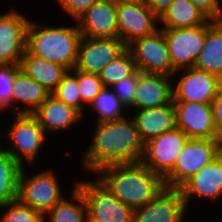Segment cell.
I'll use <instances>...</instances> for the list:
<instances>
[{
  "mask_svg": "<svg viewBox=\"0 0 222 222\" xmlns=\"http://www.w3.org/2000/svg\"><path fill=\"white\" fill-rule=\"evenodd\" d=\"M99 0H57L64 13L77 21L94 3Z\"/></svg>",
  "mask_w": 222,
  "mask_h": 222,
  "instance_id": "e575fe53",
  "label": "cell"
},
{
  "mask_svg": "<svg viewBox=\"0 0 222 222\" xmlns=\"http://www.w3.org/2000/svg\"><path fill=\"white\" fill-rule=\"evenodd\" d=\"M188 139L189 137L178 128L163 133L145 143L141 162L164 178L173 169Z\"/></svg>",
  "mask_w": 222,
  "mask_h": 222,
  "instance_id": "8fae6325",
  "label": "cell"
},
{
  "mask_svg": "<svg viewBox=\"0 0 222 222\" xmlns=\"http://www.w3.org/2000/svg\"><path fill=\"white\" fill-rule=\"evenodd\" d=\"M33 115L49 137L53 132L71 131L72 126L75 127V124L83 121V115L77 109L57 100L53 95H50Z\"/></svg>",
  "mask_w": 222,
  "mask_h": 222,
  "instance_id": "ffe728a7",
  "label": "cell"
},
{
  "mask_svg": "<svg viewBox=\"0 0 222 222\" xmlns=\"http://www.w3.org/2000/svg\"><path fill=\"white\" fill-rule=\"evenodd\" d=\"M131 112L134 113L131 116L144 143L177 128L173 101L160 107Z\"/></svg>",
  "mask_w": 222,
  "mask_h": 222,
  "instance_id": "44dd1931",
  "label": "cell"
},
{
  "mask_svg": "<svg viewBox=\"0 0 222 222\" xmlns=\"http://www.w3.org/2000/svg\"><path fill=\"white\" fill-rule=\"evenodd\" d=\"M19 66H0V111H12V87L15 71Z\"/></svg>",
  "mask_w": 222,
  "mask_h": 222,
  "instance_id": "d6a6232c",
  "label": "cell"
},
{
  "mask_svg": "<svg viewBox=\"0 0 222 222\" xmlns=\"http://www.w3.org/2000/svg\"><path fill=\"white\" fill-rule=\"evenodd\" d=\"M72 186L71 197H65L44 216V222H83L87 214V206L82 191Z\"/></svg>",
  "mask_w": 222,
  "mask_h": 222,
  "instance_id": "484cf974",
  "label": "cell"
},
{
  "mask_svg": "<svg viewBox=\"0 0 222 222\" xmlns=\"http://www.w3.org/2000/svg\"><path fill=\"white\" fill-rule=\"evenodd\" d=\"M172 79V76L138 70V83L129 112L170 104L173 101Z\"/></svg>",
  "mask_w": 222,
  "mask_h": 222,
  "instance_id": "e0dca14e",
  "label": "cell"
},
{
  "mask_svg": "<svg viewBox=\"0 0 222 222\" xmlns=\"http://www.w3.org/2000/svg\"><path fill=\"white\" fill-rule=\"evenodd\" d=\"M96 176L121 203L133 210L153 200L165 187L163 178L141 161L107 166Z\"/></svg>",
  "mask_w": 222,
  "mask_h": 222,
  "instance_id": "7a4b0ae2",
  "label": "cell"
},
{
  "mask_svg": "<svg viewBox=\"0 0 222 222\" xmlns=\"http://www.w3.org/2000/svg\"><path fill=\"white\" fill-rule=\"evenodd\" d=\"M83 222H100V221L97 220V219H94V218H92L91 216H89L88 214H86Z\"/></svg>",
  "mask_w": 222,
  "mask_h": 222,
  "instance_id": "ab89813d",
  "label": "cell"
},
{
  "mask_svg": "<svg viewBox=\"0 0 222 222\" xmlns=\"http://www.w3.org/2000/svg\"><path fill=\"white\" fill-rule=\"evenodd\" d=\"M124 3H132V4H140V5H148L149 0H116Z\"/></svg>",
  "mask_w": 222,
  "mask_h": 222,
  "instance_id": "f35d334b",
  "label": "cell"
},
{
  "mask_svg": "<svg viewBox=\"0 0 222 222\" xmlns=\"http://www.w3.org/2000/svg\"><path fill=\"white\" fill-rule=\"evenodd\" d=\"M127 49L119 38H90L82 36L78 47L76 70L98 74L110 61Z\"/></svg>",
  "mask_w": 222,
  "mask_h": 222,
  "instance_id": "9a60e30c",
  "label": "cell"
},
{
  "mask_svg": "<svg viewBox=\"0 0 222 222\" xmlns=\"http://www.w3.org/2000/svg\"><path fill=\"white\" fill-rule=\"evenodd\" d=\"M75 182L82 191L89 216L100 222H133V209L121 203L97 178Z\"/></svg>",
  "mask_w": 222,
  "mask_h": 222,
  "instance_id": "52a82bcc",
  "label": "cell"
},
{
  "mask_svg": "<svg viewBox=\"0 0 222 222\" xmlns=\"http://www.w3.org/2000/svg\"><path fill=\"white\" fill-rule=\"evenodd\" d=\"M22 166L0 146V205L18 199Z\"/></svg>",
  "mask_w": 222,
  "mask_h": 222,
  "instance_id": "83f0119b",
  "label": "cell"
},
{
  "mask_svg": "<svg viewBox=\"0 0 222 222\" xmlns=\"http://www.w3.org/2000/svg\"><path fill=\"white\" fill-rule=\"evenodd\" d=\"M19 68L50 93L58 87L63 76L68 71L61 65L31 54L27 49L21 58Z\"/></svg>",
  "mask_w": 222,
  "mask_h": 222,
  "instance_id": "603a6c76",
  "label": "cell"
},
{
  "mask_svg": "<svg viewBox=\"0 0 222 222\" xmlns=\"http://www.w3.org/2000/svg\"><path fill=\"white\" fill-rule=\"evenodd\" d=\"M174 0H149L148 7L160 17Z\"/></svg>",
  "mask_w": 222,
  "mask_h": 222,
  "instance_id": "74e56055",
  "label": "cell"
},
{
  "mask_svg": "<svg viewBox=\"0 0 222 222\" xmlns=\"http://www.w3.org/2000/svg\"><path fill=\"white\" fill-rule=\"evenodd\" d=\"M194 67L222 80V21L210 20L206 24L205 44Z\"/></svg>",
  "mask_w": 222,
  "mask_h": 222,
  "instance_id": "cb8c5ba5",
  "label": "cell"
},
{
  "mask_svg": "<svg viewBox=\"0 0 222 222\" xmlns=\"http://www.w3.org/2000/svg\"><path fill=\"white\" fill-rule=\"evenodd\" d=\"M176 125L189 138L222 139L214 121L211 104L199 102H173Z\"/></svg>",
  "mask_w": 222,
  "mask_h": 222,
  "instance_id": "2e32d148",
  "label": "cell"
},
{
  "mask_svg": "<svg viewBox=\"0 0 222 222\" xmlns=\"http://www.w3.org/2000/svg\"><path fill=\"white\" fill-rule=\"evenodd\" d=\"M210 20L222 21V0H190Z\"/></svg>",
  "mask_w": 222,
  "mask_h": 222,
  "instance_id": "d590c367",
  "label": "cell"
},
{
  "mask_svg": "<svg viewBox=\"0 0 222 222\" xmlns=\"http://www.w3.org/2000/svg\"><path fill=\"white\" fill-rule=\"evenodd\" d=\"M89 107L87 109L96 113L94 115L96 120L93 123L114 121L131 114L111 87H103Z\"/></svg>",
  "mask_w": 222,
  "mask_h": 222,
  "instance_id": "4316f807",
  "label": "cell"
},
{
  "mask_svg": "<svg viewBox=\"0 0 222 222\" xmlns=\"http://www.w3.org/2000/svg\"><path fill=\"white\" fill-rule=\"evenodd\" d=\"M116 9L118 38L127 46L159 29V17L148 5L116 1Z\"/></svg>",
  "mask_w": 222,
  "mask_h": 222,
  "instance_id": "5bb4252c",
  "label": "cell"
},
{
  "mask_svg": "<svg viewBox=\"0 0 222 222\" xmlns=\"http://www.w3.org/2000/svg\"><path fill=\"white\" fill-rule=\"evenodd\" d=\"M210 19L190 0H174L159 17L161 29L194 28L207 24Z\"/></svg>",
  "mask_w": 222,
  "mask_h": 222,
  "instance_id": "d4e9b609",
  "label": "cell"
},
{
  "mask_svg": "<svg viewBox=\"0 0 222 222\" xmlns=\"http://www.w3.org/2000/svg\"><path fill=\"white\" fill-rule=\"evenodd\" d=\"M211 106L215 127L222 136V83L217 90L215 98L212 100Z\"/></svg>",
  "mask_w": 222,
  "mask_h": 222,
  "instance_id": "8d00e7d4",
  "label": "cell"
},
{
  "mask_svg": "<svg viewBox=\"0 0 222 222\" xmlns=\"http://www.w3.org/2000/svg\"><path fill=\"white\" fill-rule=\"evenodd\" d=\"M127 48L133 56L137 69L141 72L167 76H173L176 72L161 28L133 41Z\"/></svg>",
  "mask_w": 222,
  "mask_h": 222,
  "instance_id": "ba28073f",
  "label": "cell"
},
{
  "mask_svg": "<svg viewBox=\"0 0 222 222\" xmlns=\"http://www.w3.org/2000/svg\"><path fill=\"white\" fill-rule=\"evenodd\" d=\"M187 208L180 188L164 187L153 200L133 210V222H184Z\"/></svg>",
  "mask_w": 222,
  "mask_h": 222,
  "instance_id": "4fadbf2b",
  "label": "cell"
},
{
  "mask_svg": "<svg viewBox=\"0 0 222 222\" xmlns=\"http://www.w3.org/2000/svg\"><path fill=\"white\" fill-rule=\"evenodd\" d=\"M174 77L177 80L175 85L174 81L172 85L173 102L211 104L222 83V80L215 74L195 67L178 70L173 74V80H175Z\"/></svg>",
  "mask_w": 222,
  "mask_h": 222,
  "instance_id": "30bf717a",
  "label": "cell"
},
{
  "mask_svg": "<svg viewBox=\"0 0 222 222\" xmlns=\"http://www.w3.org/2000/svg\"><path fill=\"white\" fill-rule=\"evenodd\" d=\"M0 208L6 209L0 218V222H44L43 215L23 204L19 199L0 205Z\"/></svg>",
  "mask_w": 222,
  "mask_h": 222,
  "instance_id": "4dcf8cb0",
  "label": "cell"
},
{
  "mask_svg": "<svg viewBox=\"0 0 222 222\" xmlns=\"http://www.w3.org/2000/svg\"><path fill=\"white\" fill-rule=\"evenodd\" d=\"M14 115L13 123L8 124L7 131L3 132L9 139L7 142L9 145L3 146L2 139H0V146L21 166L31 167L37 161L38 154L45 148L44 145L49 143L53 136L49 137L45 133L33 114Z\"/></svg>",
  "mask_w": 222,
  "mask_h": 222,
  "instance_id": "277c9868",
  "label": "cell"
},
{
  "mask_svg": "<svg viewBox=\"0 0 222 222\" xmlns=\"http://www.w3.org/2000/svg\"><path fill=\"white\" fill-rule=\"evenodd\" d=\"M175 71L194 67L205 44L206 24L194 28L162 29Z\"/></svg>",
  "mask_w": 222,
  "mask_h": 222,
  "instance_id": "7c38bea8",
  "label": "cell"
},
{
  "mask_svg": "<svg viewBox=\"0 0 222 222\" xmlns=\"http://www.w3.org/2000/svg\"><path fill=\"white\" fill-rule=\"evenodd\" d=\"M94 126L91 142L82 153L85 171L94 175L107 166L142 160L145 143L131 114L114 121L95 123Z\"/></svg>",
  "mask_w": 222,
  "mask_h": 222,
  "instance_id": "6da1fadb",
  "label": "cell"
},
{
  "mask_svg": "<svg viewBox=\"0 0 222 222\" xmlns=\"http://www.w3.org/2000/svg\"><path fill=\"white\" fill-rule=\"evenodd\" d=\"M137 70L136 63L127 48L121 55L110 61L99 73L104 87H111Z\"/></svg>",
  "mask_w": 222,
  "mask_h": 222,
  "instance_id": "f1b7e54d",
  "label": "cell"
},
{
  "mask_svg": "<svg viewBox=\"0 0 222 222\" xmlns=\"http://www.w3.org/2000/svg\"><path fill=\"white\" fill-rule=\"evenodd\" d=\"M30 19L26 49L35 56L65 67L68 71L74 69L82 37L77 22L74 26H48Z\"/></svg>",
  "mask_w": 222,
  "mask_h": 222,
  "instance_id": "3957f363",
  "label": "cell"
},
{
  "mask_svg": "<svg viewBox=\"0 0 222 222\" xmlns=\"http://www.w3.org/2000/svg\"><path fill=\"white\" fill-rule=\"evenodd\" d=\"M79 94L82 101V115L104 87L98 74L78 70Z\"/></svg>",
  "mask_w": 222,
  "mask_h": 222,
  "instance_id": "1f68e13d",
  "label": "cell"
},
{
  "mask_svg": "<svg viewBox=\"0 0 222 222\" xmlns=\"http://www.w3.org/2000/svg\"><path fill=\"white\" fill-rule=\"evenodd\" d=\"M180 189L188 209L195 196L210 199L212 203L219 200L222 196V153L190 177Z\"/></svg>",
  "mask_w": 222,
  "mask_h": 222,
  "instance_id": "d6986e66",
  "label": "cell"
},
{
  "mask_svg": "<svg viewBox=\"0 0 222 222\" xmlns=\"http://www.w3.org/2000/svg\"><path fill=\"white\" fill-rule=\"evenodd\" d=\"M15 7L0 13V66H19L26 51L30 19Z\"/></svg>",
  "mask_w": 222,
  "mask_h": 222,
  "instance_id": "9c48e42d",
  "label": "cell"
},
{
  "mask_svg": "<svg viewBox=\"0 0 222 222\" xmlns=\"http://www.w3.org/2000/svg\"><path fill=\"white\" fill-rule=\"evenodd\" d=\"M79 93L78 70L74 68L67 71L51 95L66 105L74 107L82 114V101Z\"/></svg>",
  "mask_w": 222,
  "mask_h": 222,
  "instance_id": "f546056e",
  "label": "cell"
},
{
  "mask_svg": "<svg viewBox=\"0 0 222 222\" xmlns=\"http://www.w3.org/2000/svg\"><path fill=\"white\" fill-rule=\"evenodd\" d=\"M26 167L22 166L19 174L18 199L44 216L65 197L62 184L52 168L32 176L28 175Z\"/></svg>",
  "mask_w": 222,
  "mask_h": 222,
  "instance_id": "8992f818",
  "label": "cell"
},
{
  "mask_svg": "<svg viewBox=\"0 0 222 222\" xmlns=\"http://www.w3.org/2000/svg\"><path fill=\"white\" fill-rule=\"evenodd\" d=\"M137 83L138 69L132 75L111 86L113 92L127 108L133 104Z\"/></svg>",
  "mask_w": 222,
  "mask_h": 222,
  "instance_id": "836d02e7",
  "label": "cell"
},
{
  "mask_svg": "<svg viewBox=\"0 0 222 222\" xmlns=\"http://www.w3.org/2000/svg\"><path fill=\"white\" fill-rule=\"evenodd\" d=\"M50 95L48 90L23 70L18 68L15 71L12 87L13 114H33Z\"/></svg>",
  "mask_w": 222,
  "mask_h": 222,
  "instance_id": "7402d4cb",
  "label": "cell"
},
{
  "mask_svg": "<svg viewBox=\"0 0 222 222\" xmlns=\"http://www.w3.org/2000/svg\"><path fill=\"white\" fill-rule=\"evenodd\" d=\"M82 36L90 38H118L116 0H99L78 20Z\"/></svg>",
  "mask_w": 222,
  "mask_h": 222,
  "instance_id": "ac0fdd59",
  "label": "cell"
},
{
  "mask_svg": "<svg viewBox=\"0 0 222 222\" xmlns=\"http://www.w3.org/2000/svg\"><path fill=\"white\" fill-rule=\"evenodd\" d=\"M221 153L222 139L189 138L173 169L163 178L165 187L180 188Z\"/></svg>",
  "mask_w": 222,
  "mask_h": 222,
  "instance_id": "5b68a950",
  "label": "cell"
}]
</instances>
